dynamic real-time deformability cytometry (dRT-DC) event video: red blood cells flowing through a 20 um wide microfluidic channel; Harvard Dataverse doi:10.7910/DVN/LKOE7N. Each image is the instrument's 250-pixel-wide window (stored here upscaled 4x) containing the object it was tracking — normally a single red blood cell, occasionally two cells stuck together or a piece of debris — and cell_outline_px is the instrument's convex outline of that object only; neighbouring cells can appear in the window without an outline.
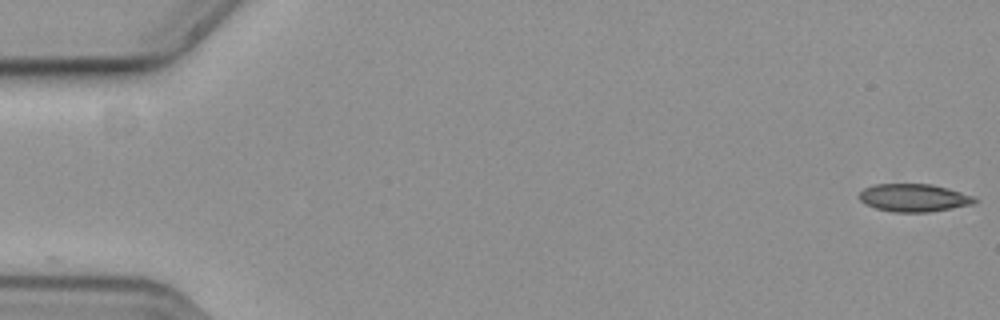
{"species": "common noctule bat (a hibernating species)", "species_latin": "Nyctalus noctula", "temperature_condition": "cold", "stored_images_in_passage": 34, "camera_frame_rate_fps": 3000, "um_per_image_px": 0.085, "animal": {"sex": "female", "body_mass_g": 19.3, "forearm_length_mm": 54.1}, "frame": {"image": 1, "passage_image": 1, "time_ms": 0.0, "image_size_px": [1000, 320], "cell_outline_px": [[980, 200], [976, 204], [928, 212], [892, 212], [876, 208], [864, 204], [860, 200], [860, 192], [864, 188], [876, 184], [932, 184], [960, 192], [972, 196]], "centroid_in_image_um": [77.69, 16.82], "position_along_channel_um": 7.3, "area_um2": 18.73}}
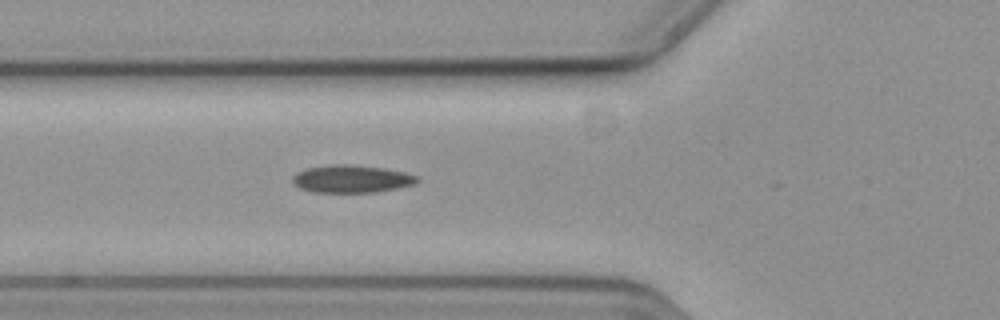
{"frame": {"image": 2, "passage_image": 21, "time_ms": 6.667, "image_size_px": [1000, 320], "cell_outline_px": [[420, 180], [416, 184], [376, 192], [312, 192], [300, 188], [292, 180], [292, 176], [296, 172], [308, 168], [332, 164], [352, 164], [384, 168], [404, 172], [420, 176]], "centroid_in_image_um": [29.92, 15.2], "position_along_channel_um": 95.9, "area_um2": 20.17}}
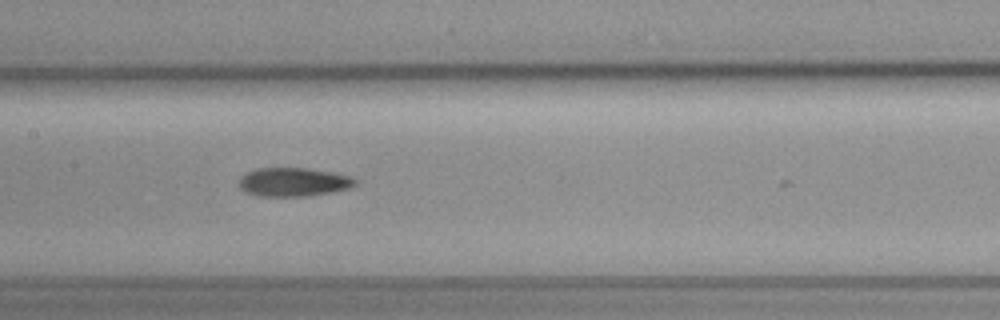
{"frame": {"image": 3, "passage_image": 28, "time_ms": 9.0, "image_size_px": [1000, 320], "cell_outline_px": [[356, 184], [348, 188], [332, 192], [312, 196], [260, 196], [248, 192], [240, 188], [240, 176], [256, 168], [308, 168], [332, 172], [352, 176], [356, 180]], "centroid_in_image_um": [24.97, 15.47], "position_along_channel_um": 182.4, "area_um2": 19.42}}